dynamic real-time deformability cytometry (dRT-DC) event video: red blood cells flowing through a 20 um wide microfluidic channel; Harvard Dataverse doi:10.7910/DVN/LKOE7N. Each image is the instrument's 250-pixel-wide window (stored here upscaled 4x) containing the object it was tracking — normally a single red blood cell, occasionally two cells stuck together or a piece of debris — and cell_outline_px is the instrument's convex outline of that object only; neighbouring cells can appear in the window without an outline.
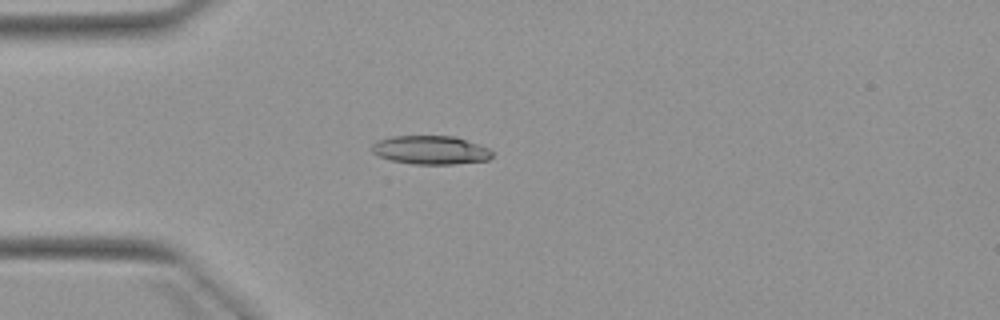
{"species": "Egyptian fruit bat (a non-hibernating species)", "species_latin": "Rousettus aegyptiacus", "temperature_condition": "warm", "stored_images_in_passage": 1, "camera_frame_rate_fps": 3000, "um_per_image_px": 0.085, "animal": {"sex": "female"}, "frame": {"image": 1, "passage_image": 1, "time_ms": 0.0, "image_size_px": [1000, 320], "cell_outline_px": [[492, 156], [488, 160], [452, 164], [412, 164], [392, 160], [380, 156], [372, 152], [372, 144], [376, 140], [392, 136], [452, 136], [488, 148], [492, 152]], "centroid_in_image_um": [36.56, 12.75], "position_along_channel_um": 48.4, "area_um2": 19.83}}